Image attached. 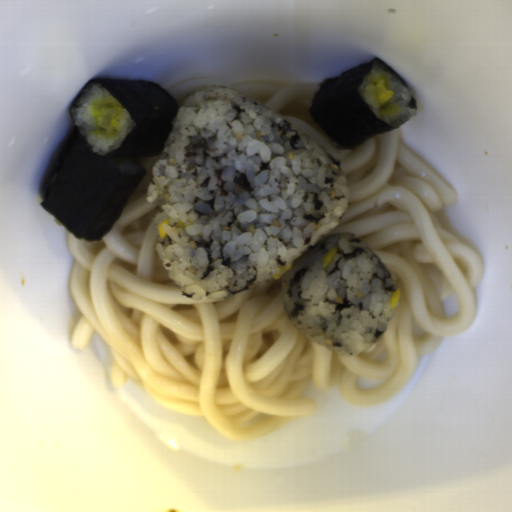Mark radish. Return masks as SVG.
<instances>
[{
  "instance_id": "obj_2",
  "label": "radish",
  "mask_w": 512,
  "mask_h": 512,
  "mask_svg": "<svg viewBox=\"0 0 512 512\" xmlns=\"http://www.w3.org/2000/svg\"><path fill=\"white\" fill-rule=\"evenodd\" d=\"M375 90H376V100L380 104H385L386 102L391 100L393 97V94H394L393 90L386 89L384 84H382L380 82L376 83Z\"/></svg>"
},
{
  "instance_id": "obj_1",
  "label": "radish",
  "mask_w": 512,
  "mask_h": 512,
  "mask_svg": "<svg viewBox=\"0 0 512 512\" xmlns=\"http://www.w3.org/2000/svg\"><path fill=\"white\" fill-rule=\"evenodd\" d=\"M116 112L114 108H100L96 123L105 130H109Z\"/></svg>"
}]
</instances>
